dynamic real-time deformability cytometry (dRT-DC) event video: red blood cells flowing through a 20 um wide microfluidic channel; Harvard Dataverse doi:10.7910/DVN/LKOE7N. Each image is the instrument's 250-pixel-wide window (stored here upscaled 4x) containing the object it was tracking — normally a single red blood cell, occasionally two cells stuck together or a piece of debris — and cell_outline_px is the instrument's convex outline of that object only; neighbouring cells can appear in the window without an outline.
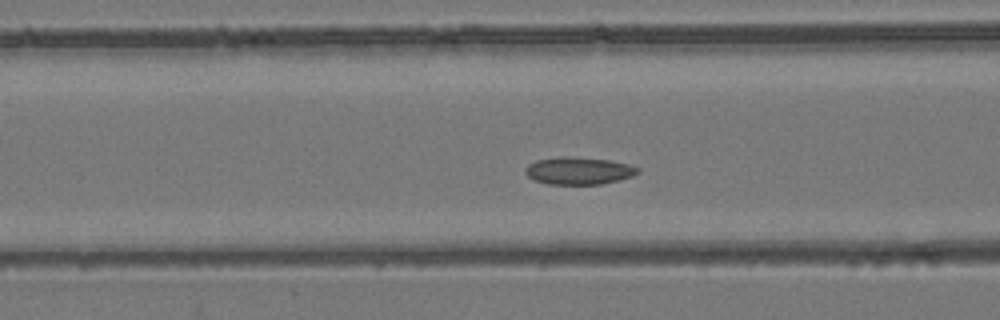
{"species": "common noctule bat (a hibernating species)", "species_latin": "Nyctalus noctula", "temperature_condition": "room temperature", "stored_images_in_passage": 38, "camera_frame_rate_fps": 3000, "um_per_image_px": 0.085, "animal": {"sex": "female", "body_mass_g": 24.6, "forearm_length_mm": 56.2}, "frame": {"image": 1, "passage_image": 5, "time_ms": 1.333, "image_size_px": [1000, 320], "cell_outline_px": [[640, 172], [632, 176], [620, 180], [600, 184], [548, 184], [536, 180], [528, 176], [524, 172], [524, 168], [528, 164], [536, 160], [560, 156], [568, 156], [608, 160], [628, 164], [640, 168]], "centroid_in_image_um": [49.18, 14.51], "position_along_channel_um": 117.4, "area_um2": 17.98}}
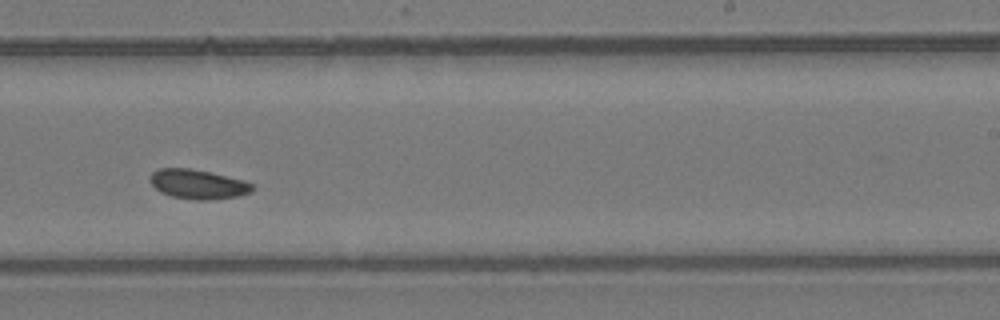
{"frame": {"image": 2, "passage_image": 17, "time_ms": 5.333, "image_size_px": [1000, 320], "cell_outline_px": [[256, 188], [252, 192], [236, 196], [208, 200], [200, 200], [172, 196], [160, 192], [148, 180], [148, 176], [152, 172], [160, 168], [192, 168], [244, 180], [256, 184]], "centroid_in_image_um": [16.84, 15.64], "position_along_channel_um": 272.2, "area_um2": 17.69}}
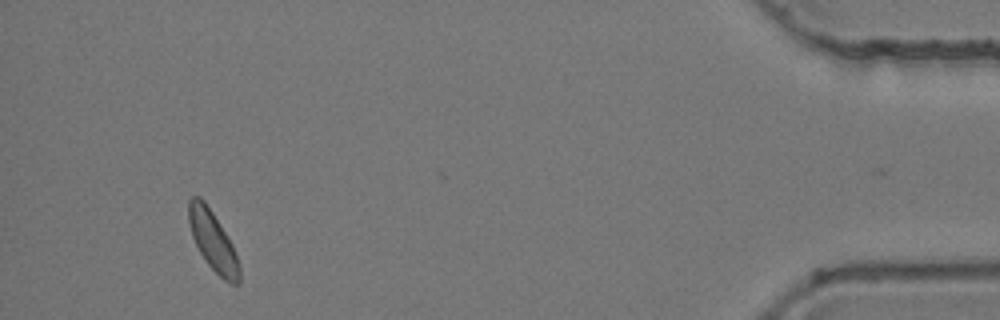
{"frame": {"image": 3, "passage_image": 34, "time_ms": 11.0, "image_size_px": [1000, 320], "cell_outline_px": [[240, 284], [232, 284], [224, 280], [208, 264], [200, 252], [192, 236], [188, 220], [188, 200], [192, 196], [200, 196], [204, 200], [228, 236], [232, 244], [240, 268]], "centroid_in_image_um": [18.09, 20.47], "position_along_channel_um": 417.1, "area_um2": 17.46}, "authors_computed_cell_mechanics": {"area_um2": 17.4267, "velocity_mm_per_s": 3.8721, "shape_relaxation_time_tau1_ms": null, "shape_relaxation_time_tau2_ms": 2.9535, "deformation_change_tau1": null, "deformation_change_tau2": 0.0579}}